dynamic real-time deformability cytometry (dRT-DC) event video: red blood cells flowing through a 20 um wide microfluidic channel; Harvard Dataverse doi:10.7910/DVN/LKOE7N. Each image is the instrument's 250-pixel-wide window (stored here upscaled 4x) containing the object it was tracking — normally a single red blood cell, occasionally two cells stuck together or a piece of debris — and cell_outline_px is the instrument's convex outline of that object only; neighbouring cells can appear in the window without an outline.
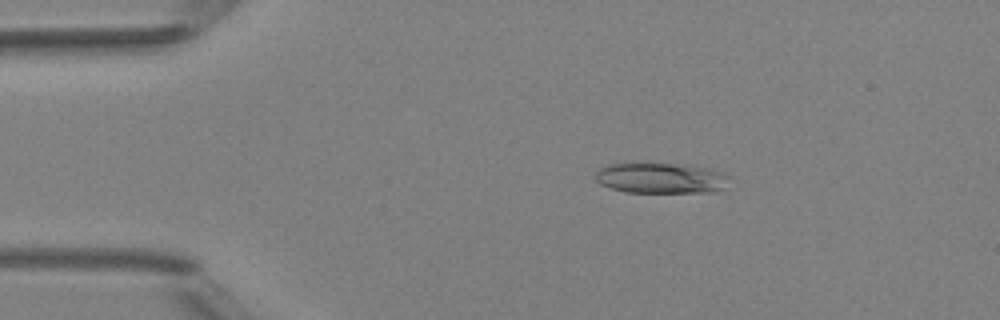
{"species": "Egyptian fruit bat (a non-hibernating species)", "species_latin": "Rousettus aegyptiacus", "temperature_condition": "room temperature", "stored_images_in_passage": 4, "camera_frame_rate_fps": 3000, "um_per_image_px": 0.085, "animal": {"sex": "female"}, "frame": {"image": 1, "passage_image": 3, "time_ms": 2.333, "image_size_px": [1000, 320], "cell_outline_px": [[728, 176], [724, 188], [712, 192], [624, 192], [600, 184], [596, 180], [596, 172], [600, 168], [608, 164], [672, 164], [708, 168], [724, 172]], "centroid_in_image_um": [56.17, 15.15], "position_along_channel_um": 28.8, "area_um2": 23.47}}